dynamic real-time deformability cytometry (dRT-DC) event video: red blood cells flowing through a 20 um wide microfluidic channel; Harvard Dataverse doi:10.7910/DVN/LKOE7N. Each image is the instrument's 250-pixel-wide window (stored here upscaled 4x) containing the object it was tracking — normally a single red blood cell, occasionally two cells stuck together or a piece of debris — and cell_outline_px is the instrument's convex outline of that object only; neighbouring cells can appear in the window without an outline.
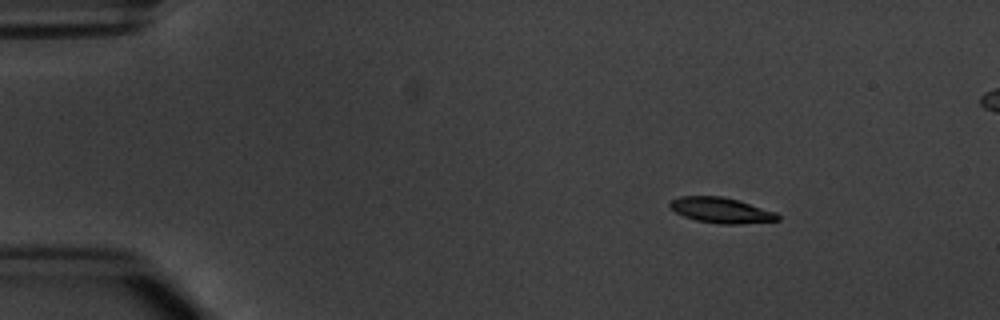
{"species": "common noctule bat (a hibernating species)", "species_latin": "Nyctalus noctula", "temperature_condition": "warm", "stored_images_in_passage": 6, "camera_frame_rate_fps": 3000, "um_per_image_px": 0.085, "animal": {"sex": "male", "body_mass_g": 20.1, "forearm_length_mm": 53.5}, "frame": {"image": 1, "passage_image": 1, "time_ms": 0.0, "image_size_px": [1000, 320], "cell_outline_px": [[780, 220], [740, 224], [724, 224], [696, 220], [684, 216], [676, 212], [668, 204], [672, 200], [680, 196], [720, 196], [736, 200], [776, 212], [780, 216]], "centroid_in_image_um": [61.3, 17.87], "position_along_channel_um": 23.7, "area_um2": 15.72}}
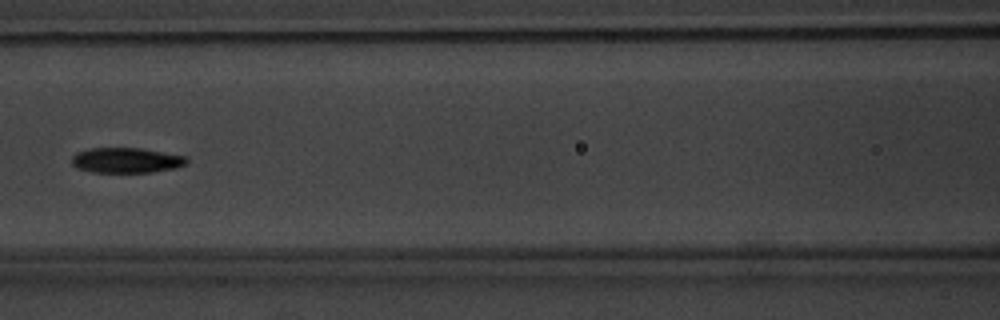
{"frame": {"image": 2, "passage_image": 6, "time_ms": 5.667, "image_size_px": [1000, 320], "cell_outline_px": [[188, 164], [176, 168], [152, 172], [92, 172], [76, 168], [72, 164], [72, 156], [76, 152], [88, 148], [140, 148], [188, 156]], "centroid_in_image_um": [10.75, 13.62], "position_along_channel_um": 155.8, "area_um2": 17.11}}